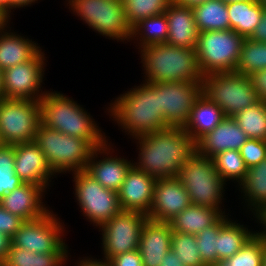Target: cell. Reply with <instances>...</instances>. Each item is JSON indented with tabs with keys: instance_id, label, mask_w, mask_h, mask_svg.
<instances>
[{
	"instance_id": "obj_10",
	"label": "cell",
	"mask_w": 266,
	"mask_h": 266,
	"mask_svg": "<svg viewBox=\"0 0 266 266\" xmlns=\"http://www.w3.org/2000/svg\"><path fill=\"white\" fill-rule=\"evenodd\" d=\"M75 198L83 216L99 228L122 211L118 194L104 188L85 170L72 172Z\"/></svg>"
},
{
	"instance_id": "obj_25",
	"label": "cell",
	"mask_w": 266,
	"mask_h": 266,
	"mask_svg": "<svg viewBox=\"0 0 266 266\" xmlns=\"http://www.w3.org/2000/svg\"><path fill=\"white\" fill-rule=\"evenodd\" d=\"M240 186V187H239ZM244 205L255 216L256 222L266 212V158L248 168L244 180L238 185Z\"/></svg>"
},
{
	"instance_id": "obj_33",
	"label": "cell",
	"mask_w": 266,
	"mask_h": 266,
	"mask_svg": "<svg viewBox=\"0 0 266 266\" xmlns=\"http://www.w3.org/2000/svg\"><path fill=\"white\" fill-rule=\"evenodd\" d=\"M70 253H34L11 244L5 266H64Z\"/></svg>"
},
{
	"instance_id": "obj_6",
	"label": "cell",
	"mask_w": 266,
	"mask_h": 266,
	"mask_svg": "<svg viewBox=\"0 0 266 266\" xmlns=\"http://www.w3.org/2000/svg\"><path fill=\"white\" fill-rule=\"evenodd\" d=\"M177 177L187 190L191 204L222 209L227 184L214 167L212 158L195 152L182 165Z\"/></svg>"
},
{
	"instance_id": "obj_47",
	"label": "cell",
	"mask_w": 266,
	"mask_h": 266,
	"mask_svg": "<svg viewBox=\"0 0 266 266\" xmlns=\"http://www.w3.org/2000/svg\"><path fill=\"white\" fill-rule=\"evenodd\" d=\"M160 266H186L182 263V260L178 258L172 250L168 251L167 254L162 258V264Z\"/></svg>"
},
{
	"instance_id": "obj_30",
	"label": "cell",
	"mask_w": 266,
	"mask_h": 266,
	"mask_svg": "<svg viewBox=\"0 0 266 266\" xmlns=\"http://www.w3.org/2000/svg\"><path fill=\"white\" fill-rule=\"evenodd\" d=\"M192 9L199 33L230 29L227 4L222 0H208Z\"/></svg>"
},
{
	"instance_id": "obj_4",
	"label": "cell",
	"mask_w": 266,
	"mask_h": 266,
	"mask_svg": "<svg viewBox=\"0 0 266 266\" xmlns=\"http://www.w3.org/2000/svg\"><path fill=\"white\" fill-rule=\"evenodd\" d=\"M144 82H202L195 49L172 46L167 43L139 49Z\"/></svg>"
},
{
	"instance_id": "obj_3",
	"label": "cell",
	"mask_w": 266,
	"mask_h": 266,
	"mask_svg": "<svg viewBox=\"0 0 266 266\" xmlns=\"http://www.w3.org/2000/svg\"><path fill=\"white\" fill-rule=\"evenodd\" d=\"M40 102L41 124L63 134L89 141L95 148L108 138L90 113L74 99L58 91H47Z\"/></svg>"
},
{
	"instance_id": "obj_23",
	"label": "cell",
	"mask_w": 266,
	"mask_h": 266,
	"mask_svg": "<svg viewBox=\"0 0 266 266\" xmlns=\"http://www.w3.org/2000/svg\"><path fill=\"white\" fill-rule=\"evenodd\" d=\"M164 14L168 21L166 43L196 50L199 31L195 24L193 9L172 1Z\"/></svg>"
},
{
	"instance_id": "obj_40",
	"label": "cell",
	"mask_w": 266,
	"mask_h": 266,
	"mask_svg": "<svg viewBox=\"0 0 266 266\" xmlns=\"http://www.w3.org/2000/svg\"><path fill=\"white\" fill-rule=\"evenodd\" d=\"M14 165V145L0 144V198L23 184L14 173Z\"/></svg>"
},
{
	"instance_id": "obj_22",
	"label": "cell",
	"mask_w": 266,
	"mask_h": 266,
	"mask_svg": "<svg viewBox=\"0 0 266 266\" xmlns=\"http://www.w3.org/2000/svg\"><path fill=\"white\" fill-rule=\"evenodd\" d=\"M172 233L168 222L147 219L138 246L143 266H160L162 264V258L171 250Z\"/></svg>"
},
{
	"instance_id": "obj_45",
	"label": "cell",
	"mask_w": 266,
	"mask_h": 266,
	"mask_svg": "<svg viewBox=\"0 0 266 266\" xmlns=\"http://www.w3.org/2000/svg\"><path fill=\"white\" fill-rule=\"evenodd\" d=\"M249 38L257 42L266 43V9L262 13L261 21Z\"/></svg>"
},
{
	"instance_id": "obj_19",
	"label": "cell",
	"mask_w": 266,
	"mask_h": 266,
	"mask_svg": "<svg viewBox=\"0 0 266 266\" xmlns=\"http://www.w3.org/2000/svg\"><path fill=\"white\" fill-rule=\"evenodd\" d=\"M155 182L154 178L132 165L117 192L122 210L135 211L148 216Z\"/></svg>"
},
{
	"instance_id": "obj_51",
	"label": "cell",
	"mask_w": 266,
	"mask_h": 266,
	"mask_svg": "<svg viewBox=\"0 0 266 266\" xmlns=\"http://www.w3.org/2000/svg\"><path fill=\"white\" fill-rule=\"evenodd\" d=\"M10 17L0 9V32L8 28V25L10 23Z\"/></svg>"
},
{
	"instance_id": "obj_20",
	"label": "cell",
	"mask_w": 266,
	"mask_h": 266,
	"mask_svg": "<svg viewBox=\"0 0 266 266\" xmlns=\"http://www.w3.org/2000/svg\"><path fill=\"white\" fill-rule=\"evenodd\" d=\"M44 193L39 185L23 183L1 198V207L23 221L39 219L50 211L42 202Z\"/></svg>"
},
{
	"instance_id": "obj_44",
	"label": "cell",
	"mask_w": 266,
	"mask_h": 266,
	"mask_svg": "<svg viewBox=\"0 0 266 266\" xmlns=\"http://www.w3.org/2000/svg\"><path fill=\"white\" fill-rule=\"evenodd\" d=\"M254 89L261 101L266 102V69L256 71L249 75Z\"/></svg>"
},
{
	"instance_id": "obj_8",
	"label": "cell",
	"mask_w": 266,
	"mask_h": 266,
	"mask_svg": "<svg viewBox=\"0 0 266 266\" xmlns=\"http://www.w3.org/2000/svg\"><path fill=\"white\" fill-rule=\"evenodd\" d=\"M66 1L74 15L80 17L94 32L117 42L131 41L132 27L127 22L122 0Z\"/></svg>"
},
{
	"instance_id": "obj_52",
	"label": "cell",
	"mask_w": 266,
	"mask_h": 266,
	"mask_svg": "<svg viewBox=\"0 0 266 266\" xmlns=\"http://www.w3.org/2000/svg\"><path fill=\"white\" fill-rule=\"evenodd\" d=\"M0 9L9 16V0H0Z\"/></svg>"
},
{
	"instance_id": "obj_5",
	"label": "cell",
	"mask_w": 266,
	"mask_h": 266,
	"mask_svg": "<svg viewBox=\"0 0 266 266\" xmlns=\"http://www.w3.org/2000/svg\"><path fill=\"white\" fill-rule=\"evenodd\" d=\"M34 142L56 174L85 170L96 149L89 141L63 134L40 123Z\"/></svg>"
},
{
	"instance_id": "obj_28",
	"label": "cell",
	"mask_w": 266,
	"mask_h": 266,
	"mask_svg": "<svg viewBox=\"0 0 266 266\" xmlns=\"http://www.w3.org/2000/svg\"><path fill=\"white\" fill-rule=\"evenodd\" d=\"M230 29L249 38L262 18L264 8L259 0L237 1L227 4Z\"/></svg>"
},
{
	"instance_id": "obj_31",
	"label": "cell",
	"mask_w": 266,
	"mask_h": 266,
	"mask_svg": "<svg viewBox=\"0 0 266 266\" xmlns=\"http://www.w3.org/2000/svg\"><path fill=\"white\" fill-rule=\"evenodd\" d=\"M259 231L236 254L219 260L214 266H264L266 236Z\"/></svg>"
},
{
	"instance_id": "obj_49",
	"label": "cell",
	"mask_w": 266,
	"mask_h": 266,
	"mask_svg": "<svg viewBox=\"0 0 266 266\" xmlns=\"http://www.w3.org/2000/svg\"><path fill=\"white\" fill-rule=\"evenodd\" d=\"M75 266H109L106 262H101L99 259H94V258H89V257H84L81 260L77 261V265Z\"/></svg>"
},
{
	"instance_id": "obj_36",
	"label": "cell",
	"mask_w": 266,
	"mask_h": 266,
	"mask_svg": "<svg viewBox=\"0 0 266 266\" xmlns=\"http://www.w3.org/2000/svg\"><path fill=\"white\" fill-rule=\"evenodd\" d=\"M263 69H266V43L245 38L235 72L249 76Z\"/></svg>"
},
{
	"instance_id": "obj_53",
	"label": "cell",
	"mask_w": 266,
	"mask_h": 266,
	"mask_svg": "<svg viewBox=\"0 0 266 266\" xmlns=\"http://www.w3.org/2000/svg\"><path fill=\"white\" fill-rule=\"evenodd\" d=\"M4 99V92H3V70L0 69V100Z\"/></svg>"
},
{
	"instance_id": "obj_26",
	"label": "cell",
	"mask_w": 266,
	"mask_h": 266,
	"mask_svg": "<svg viewBox=\"0 0 266 266\" xmlns=\"http://www.w3.org/2000/svg\"><path fill=\"white\" fill-rule=\"evenodd\" d=\"M7 29L0 32V69L3 71L31 60L41 50L32 39L16 34L14 30L10 32L9 26Z\"/></svg>"
},
{
	"instance_id": "obj_48",
	"label": "cell",
	"mask_w": 266,
	"mask_h": 266,
	"mask_svg": "<svg viewBox=\"0 0 266 266\" xmlns=\"http://www.w3.org/2000/svg\"><path fill=\"white\" fill-rule=\"evenodd\" d=\"M38 0H9V17L11 18V10L12 9H19L23 8L24 6H31L35 2L37 3Z\"/></svg>"
},
{
	"instance_id": "obj_14",
	"label": "cell",
	"mask_w": 266,
	"mask_h": 266,
	"mask_svg": "<svg viewBox=\"0 0 266 266\" xmlns=\"http://www.w3.org/2000/svg\"><path fill=\"white\" fill-rule=\"evenodd\" d=\"M45 58L41 49L31 60L4 70V98L40 101L47 93L42 90Z\"/></svg>"
},
{
	"instance_id": "obj_42",
	"label": "cell",
	"mask_w": 266,
	"mask_h": 266,
	"mask_svg": "<svg viewBox=\"0 0 266 266\" xmlns=\"http://www.w3.org/2000/svg\"><path fill=\"white\" fill-rule=\"evenodd\" d=\"M24 221L0 206V232L12 237Z\"/></svg>"
},
{
	"instance_id": "obj_12",
	"label": "cell",
	"mask_w": 266,
	"mask_h": 266,
	"mask_svg": "<svg viewBox=\"0 0 266 266\" xmlns=\"http://www.w3.org/2000/svg\"><path fill=\"white\" fill-rule=\"evenodd\" d=\"M41 123L40 102L20 99L0 100V143L14 145L34 141Z\"/></svg>"
},
{
	"instance_id": "obj_56",
	"label": "cell",
	"mask_w": 266,
	"mask_h": 266,
	"mask_svg": "<svg viewBox=\"0 0 266 266\" xmlns=\"http://www.w3.org/2000/svg\"><path fill=\"white\" fill-rule=\"evenodd\" d=\"M0 266H5L4 261L0 260Z\"/></svg>"
},
{
	"instance_id": "obj_32",
	"label": "cell",
	"mask_w": 266,
	"mask_h": 266,
	"mask_svg": "<svg viewBox=\"0 0 266 266\" xmlns=\"http://www.w3.org/2000/svg\"><path fill=\"white\" fill-rule=\"evenodd\" d=\"M167 38L168 21L164 13L142 19L132 28L131 40L137 41L138 49L166 43Z\"/></svg>"
},
{
	"instance_id": "obj_13",
	"label": "cell",
	"mask_w": 266,
	"mask_h": 266,
	"mask_svg": "<svg viewBox=\"0 0 266 266\" xmlns=\"http://www.w3.org/2000/svg\"><path fill=\"white\" fill-rule=\"evenodd\" d=\"M148 216L135 211H121L99 227L102 232L103 258L108 262L113 256L137 250L144 223Z\"/></svg>"
},
{
	"instance_id": "obj_46",
	"label": "cell",
	"mask_w": 266,
	"mask_h": 266,
	"mask_svg": "<svg viewBox=\"0 0 266 266\" xmlns=\"http://www.w3.org/2000/svg\"><path fill=\"white\" fill-rule=\"evenodd\" d=\"M11 244V237L0 232V260H6Z\"/></svg>"
},
{
	"instance_id": "obj_1",
	"label": "cell",
	"mask_w": 266,
	"mask_h": 266,
	"mask_svg": "<svg viewBox=\"0 0 266 266\" xmlns=\"http://www.w3.org/2000/svg\"><path fill=\"white\" fill-rule=\"evenodd\" d=\"M134 139L140 151L133 165L155 180L178 176L182 165L196 152V143L179 126Z\"/></svg>"
},
{
	"instance_id": "obj_57",
	"label": "cell",
	"mask_w": 266,
	"mask_h": 266,
	"mask_svg": "<svg viewBox=\"0 0 266 266\" xmlns=\"http://www.w3.org/2000/svg\"><path fill=\"white\" fill-rule=\"evenodd\" d=\"M264 266H266V253H265Z\"/></svg>"
},
{
	"instance_id": "obj_55",
	"label": "cell",
	"mask_w": 266,
	"mask_h": 266,
	"mask_svg": "<svg viewBox=\"0 0 266 266\" xmlns=\"http://www.w3.org/2000/svg\"><path fill=\"white\" fill-rule=\"evenodd\" d=\"M259 1H260V3H261L262 7H263L264 9H266V0H259Z\"/></svg>"
},
{
	"instance_id": "obj_11",
	"label": "cell",
	"mask_w": 266,
	"mask_h": 266,
	"mask_svg": "<svg viewBox=\"0 0 266 266\" xmlns=\"http://www.w3.org/2000/svg\"><path fill=\"white\" fill-rule=\"evenodd\" d=\"M64 222L53 210L39 219L24 221L11 237L12 245L34 253H69Z\"/></svg>"
},
{
	"instance_id": "obj_9",
	"label": "cell",
	"mask_w": 266,
	"mask_h": 266,
	"mask_svg": "<svg viewBox=\"0 0 266 266\" xmlns=\"http://www.w3.org/2000/svg\"><path fill=\"white\" fill-rule=\"evenodd\" d=\"M244 39L231 29L199 33L196 53L203 77L213 73L235 72Z\"/></svg>"
},
{
	"instance_id": "obj_17",
	"label": "cell",
	"mask_w": 266,
	"mask_h": 266,
	"mask_svg": "<svg viewBox=\"0 0 266 266\" xmlns=\"http://www.w3.org/2000/svg\"><path fill=\"white\" fill-rule=\"evenodd\" d=\"M108 142L94 150L85 171L104 188L118 192L125 180L127 171L133 165V160L131 162L127 158L112 155L114 148ZM99 157L101 159L97 160Z\"/></svg>"
},
{
	"instance_id": "obj_37",
	"label": "cell",
	"mask_w": 266,
	"mask_h": 266,
	"mask_svg": "<svg viewBox=\"0 0 266 266\" xmlns=\"http://www.w3.org/2000/svg\"><path fill=\"white\" fill-rule=\"evenodd\" d=\"M172 0H122L125 16L133 28L142 19L163 14Z\"/></svg>"
},
{
	"instance_id": "obj_21",
	"label": "cell",
	"mask_w": 266,
	"mask_h": 266,
	"mask_svg": "<svg viewBox=\"0 0 266 266\" xmlns=\"http://www.w3.org/2000/svg\"><path fill=\"white\" fill-rule=\"evenodd\" d=\"M249 138L233 117H226L215 129L196 142V152L212 158L226 150H240Z\"/></svg>"
},
{
	"instance_id": "obj_16",
	"label": "cell",
	"mask_w": 266,
	"mask_h": 266,
	"mask_svg": "<svg viewBox=\"0 0 266 266\" xmlns=\"http://www.w3.org/2000/svg\"><path fill=\"white\" fill-rule=\"evenodd\" d=\"M190 204L187 190L177 176L158 179L154 184L148 219L168 222Z\"/></svg>"
},
{
	"instance_id": "obj_2",
	"label": "cell",
	"mask_w": 266,
	"mask_h": 266,
	"mask_svg": "<svg viewBox=\"0 0 266 266\" xmlns=\"http://www.w3.org/2000/svg\"><path fill=\"white\" fill-rule=\"evenodd\" d=\"M126 92L106 108L124 133L133 139L169 127L159 111V90L151 82L143 81Z\"/></svg>"
},
{
	"instance_id": "obj_41",
	"label": "cell",
	"mask_w": 266,
	"mask_h": 266,
	"mask_svg": "<svg viewBox=\"0 0 266 266\" xmlns=\"http://www.w3.org/2000/svg\"><path fill=\"white\" fill-rule=\"evenodd\" d=\"M239 151L246 166L250 168L266 158V141L249 138Z\"/></svg>"
},
{
	"instance_id": "obj_43",
	"label": "cell",
	"mask_w": 266,
	"mask_h": 266,
	"mask_svg": "<svg viewBox=\"0 0 266 266\" xmlns=\"http://www.w3.org/2000/svg\"><path fill=\"white\" fill-rule=\"evenodd\" d=\"M107 264L109 266H143V260L137 249L113 256Z\"/></svg>"
},
{
	"instance_id": "obj_18",
	"label": "cell",
	"mask_w": 266,
	"mask_h": 266,
	"mask_svg": "<svg viewBox=\"0 0 266 266\" xmlns=\"http://www.w3.org/2000/svg\"><path fill=\"white\" fill-rule=\"evenodd\" d=\"M14 173L23 183L39 185L45 190L55 174L34 141L14 144ZM52 177V178H51Z\"/></svg>"
},
{
	"instance_id": "obj_38",
	"label": "cell",
	"mask_w": 266,
	"mask_h": 266,
	"mask_svg": "<svg viewBox=\"0 0 266 266\" xmlns=\"http://www.w3.org/2000/svg\"><path fill=\"white\" fill-rule=\"evenodd\" d=\"M229 213L223 215L214 225L205 228L195 235L200 257L206 266L217 263V244L220 228L230 219Z\"/></svg>"
},
{
	"instance_id": "obj_29",
	"label": "cell",
	"mask_w": 266,
	"mask_h": 266,
	"mask_svg": "<svg viewBox=\"0 0 266 266\" xmlns=\"http://www.w3.org/2000/svg\"><path fill=\"white\" fill-rule=\"evenodd\" d=\"M256 232L230 218L218 234L217 262L236 254Z\"/></svg>"
},
{
	"instance_id": "obj_15",
	"label": "cell",
	"mask_w": 266,
	"mask_h": 266,
	"mask_svg": "<svg viewBox=\"0 0 266 266\" xmlns=\"http://www.w3.org/2000/svg\"><path fill=\"white\" fill-rule=\"evenodd\" d=\"M159 90V111L169 126L183 127L202 94V82L152 83Z\"/></svg>"
},
{
	"instance_id": "obj_7",
	"label": "cell",
	"mask_w": 266,
	"mask_h": 266,
	"mask_svg": "<svg viewBox=\"0 0 266 266\" xmlns=\"http://www.w3.org/2000/svg\"><path fill=\"white\" fill-rule=\"evenodd\" d=\"M202 94L217 104L227 117H233L261 101L249 76L237 72L205 75Z\"/></svg>"
},
{
	"instance_id": "obj_54",
	"label": "cell",
	"mask_w": 266,
	"mask_h": 266,
	"mask_svg": "<svg viewBox=\"0 0 266 266\" xmlns=\"http://www.w3.org/2000/svg\"><path fill=\"white\" fill-rule=\"evenodd\" d=\"M224 3H232V2H237V1H248V0H222Z\"/></svg>"
},
{
	"instance_id": "obj_34",
	"label": "cell",
	"mask_w": 266,
	"mask_h": 266,
	"mask_svg": "<svg viewBox=\"0 0 266 266\" xmlns=\"http://www.w3.org/2000/svg\"><path fill=\"white\" fill-rule=\"evenodd\" d=\"M233 118L248 138L266 141V102L260 101Z\"/></svg>"
},
{
	"instance_id": "obj_24",
	"label": "cell",
	"mask_w": 266,
	"mask_h": 266,
	"mask_svg": "<svg viewBox=\"0 0 266 266\" xmlns=\"http://www.w3.org/2000/svg\"><path fill=\"white\" fill-rule=\"evenodd\" d=\"M226 117L217 104H214L201 94L192 107L188 120L182 128L196 143L207 132L215 129Z\"/></svg>"
},
{
	"instance_id": "obj_27",
	"label": "cell",
	"mask_w": 266,
	"mask_h": 266,
	"mask_svg": "<svg viewBox=\"0 0 266 266\" xmlns=\"http://www.w3.org/2000/svg\"><path fill=\"white\" fill-rule=\"evenodd\" d=\"M225 214V209H213L190 204L181 213L168 221V223L173 232L196 235L205 228L214 225Z\"/></svg>"
},
{
	"instance_id": "obj_35",
	"label": "cell",
	"mask_w": 266,
	"mask_h": 266,
	"mask_svg": "<svg viewBox=\"0 0 266 266\" xmlns=\"http://www.w3.org/2000/svg\"><path fill=\"white\" fill-rule=\"evenodd\" d=\"M214 167L222 180L238 182L239 185L245 178L248 167L246 166L239 150H226L212 157Z\"/></svg>"
},
{
	"instance_id": "obj_50",
	"label": "cell",
	"mask_w": 266,
	"mask_h": 266,
	"mask_svg": "<svg viewBox=\"0 0 266 266\" xmlns=\"http://www.w3.org/2000/svg\"><path fill=\"white\" fill-rule=\"evenodd\" d=\"M172 1L180 6L193 8L197 5L207 2L208 0H172Z\"/></svg>"
},
{
	"instance_id": "obj_39",
	"label": "cell",
	"mask_w": 266,
	"mask_h": 266,
	"mask_svg": "<svg viewBox=\"0 0 266 266\" xmlns=\"http://www.w3.org/2000/svg\"><path fill=\"white\" fill-rule=\"evenodd\" d=\"M171 250L178 255L186 266H206L197 247V239L193 234L173 232L171 235Z\"/></svg>"
}]
</instances>
